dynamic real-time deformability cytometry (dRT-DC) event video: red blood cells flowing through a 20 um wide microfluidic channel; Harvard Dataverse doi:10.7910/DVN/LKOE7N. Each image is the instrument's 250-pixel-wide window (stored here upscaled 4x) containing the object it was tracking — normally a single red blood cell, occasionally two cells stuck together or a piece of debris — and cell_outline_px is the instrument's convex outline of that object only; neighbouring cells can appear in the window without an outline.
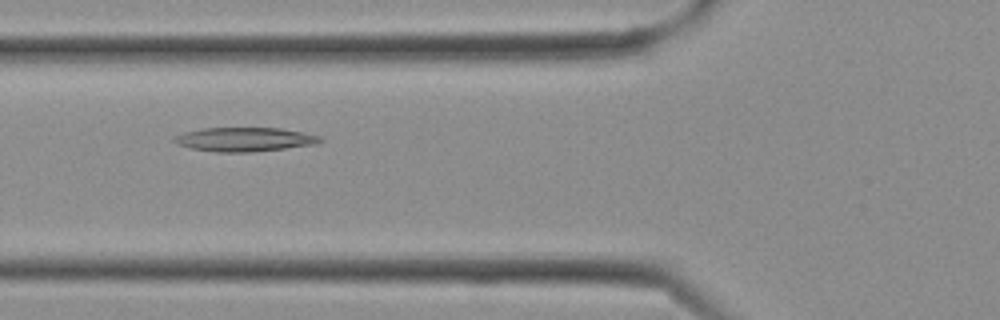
{"species": "Egyptian fruit bat (a non-hibernating species)", "species_latin": "Rousettus aegyptiacus", "temperature_condition": "cold", "stored_images_in_passage": 9, "camera_frame_rate_fps": 3000, "um_per_image_px": 0.085, "frame": {"image": 1, "passage_image": 4, "time_ms": 1.0, "image_size_px": [1000, 320], "cell_outline_px": [[324, 140], [316, 144], [252, 152], [216, 152], [192, 148], [176, 144], [172, 140], [172, 136], [184, 132], [200, 128], [280, 128], [304, 132], [320, 136]], "centroid_in_image_um": [20.76, 11.84], "position_along_channel_um": 105.0, "area_um2": 20.52}}
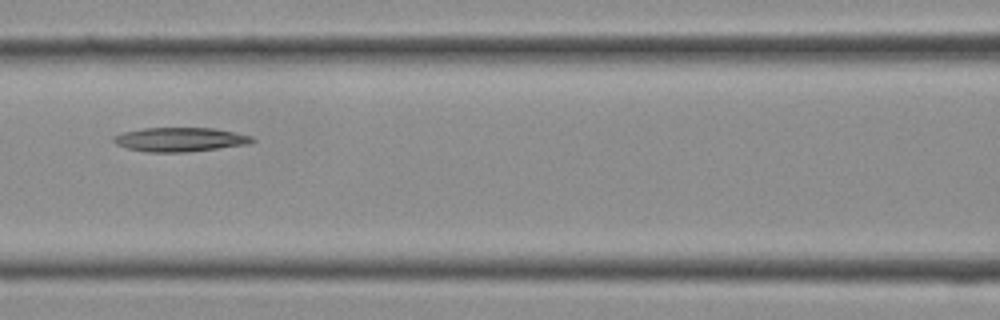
{"frame": {"image": 2, "passage_image": 6, "time_ms": 1.667, "image_size_px": [1000, 320], "cell_outline_px": [[256, 140], [248, 144], [184, 152], [148, 152], [128, 148], [116, 144], [112, 140], [112, 136], [124, 132], [144, 128], [212, 128], [252, 136]], "centroid_in_image_um": [15.27, 11.85], "position_along_channel_um": 151.3, "area_um2": 19.19}}
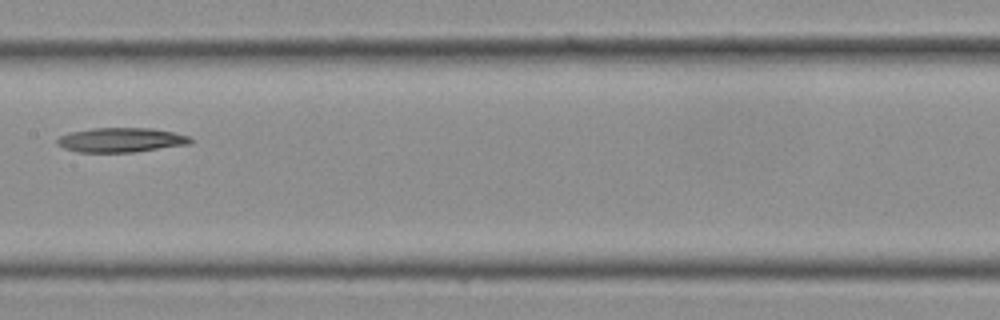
{"frame": {"image": 3, "passage_image": 8, "time_ms": 2.333, "image_size_px": [1000, 320], "cell_outline_px": [[192, 144], [136, 152], [76, 152], [64, 148], [56, 144], [56, 140], [60, 136], [72, 132], [92, 128], [152, 128], [172, 132], [188, 136], [192, 140]], "centroid_in_image_um": [10.29, 11.9], "position_along_channel_um": 197.1, "area_um2": 19.07}}